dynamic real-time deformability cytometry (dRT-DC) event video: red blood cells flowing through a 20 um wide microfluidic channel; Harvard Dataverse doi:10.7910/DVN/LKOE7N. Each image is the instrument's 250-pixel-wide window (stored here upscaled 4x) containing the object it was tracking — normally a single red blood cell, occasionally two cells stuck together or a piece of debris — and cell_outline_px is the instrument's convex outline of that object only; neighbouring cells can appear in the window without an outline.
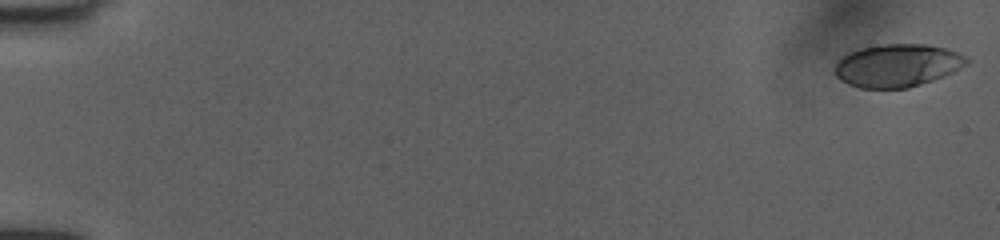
{"species": "human", "species_latin": "Homo sapiens", "temperature_condition": "room temperature", "stored_images_in_passage": 52, "camera_frame_rate_fps": 3000, "um_per_image_px": 0.085, "donor": {"sex": "female"}, "frame": {"image": 1, "passage_image": 1, "time_ms": 0.0, "image_size_px": [1000, 240], "cell_outline_px": [[968, 64], [944, 76], [908, 88], [860, 88], [848, 84], [840, 80], [836, 76], [836, 60], [848, 52], [860, 48], [884, 44], [924, 44], [944, 48], [968, 56]], "centroid_in_image_um": [76.26, 5.56], "position_along_channel_um": 8.7, "area_um2": 32.89}}
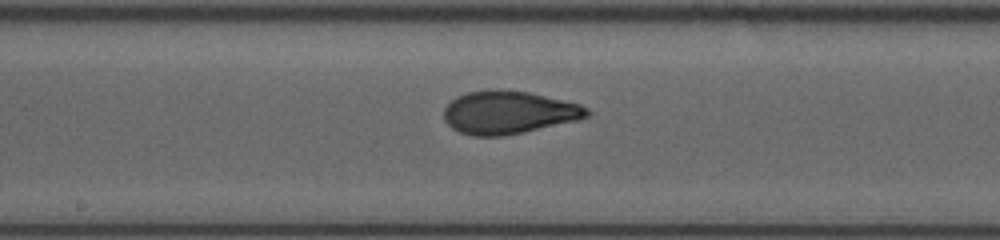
{"frame": {"image": 2, "passage_image": 29, "time_ms": 9.333, "image_size_px": [1000, 240], "cell_outline_px": [[592, 112], [588, 116], [576, 120], [504, 136], [472, 136], [460, 132], [452, 128], [444, 120], [444, 108], [456, 96], [468, 92], [528, 92], [580, 104], [588, 108]], "centroid_in_image_um": [43.23, 9.59], "position_along_channel_um": 205.0, "area_um2": 34.85}}
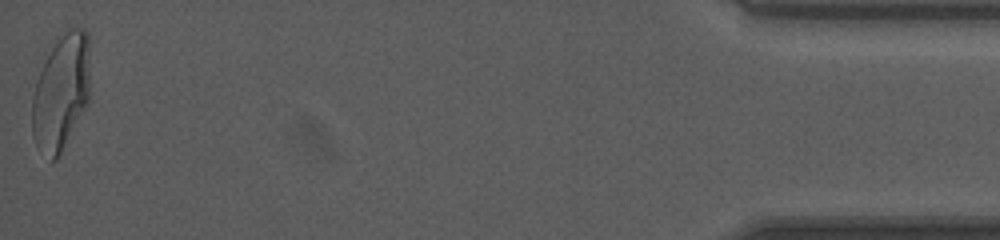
{"frame": {"image": 3, "passage_image": 52, "time_ms": 17.0, "image_size_px": [1000, 240], "cell_outline_px": [[88, 100], [84, 108], [56, 160], [52, 160], [36, 144], [32, 136], [32, 100], [36, 80], [44, 48], [56, 36], [72, 28], [84, 28], [88, 32]], "centroid_in_image_um": [5.13, 7.68], "position_along_channel_um": 430.1, "area_um2": 39.42}, "authors_computed_cell_mechanics": {"area_um2": 35.0846, "velocity_mm_per_s": 4.0453, "shape_relaxation_time_tau1_ms": 5.3483, "shape_relaxation_time_tau2_ms": 0.9349, "deformation_change_tau1": 0.1898, "deformation_change_tau2": 0.0711}}